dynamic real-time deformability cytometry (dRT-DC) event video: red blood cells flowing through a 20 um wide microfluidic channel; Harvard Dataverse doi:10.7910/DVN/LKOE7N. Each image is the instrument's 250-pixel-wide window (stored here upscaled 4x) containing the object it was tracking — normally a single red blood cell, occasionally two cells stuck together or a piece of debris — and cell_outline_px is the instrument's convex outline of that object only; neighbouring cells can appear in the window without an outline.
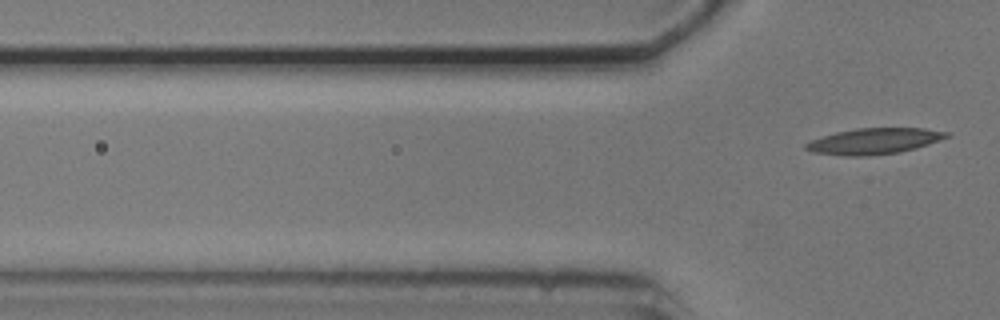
{"species": "common noctule bat (a hibernating species)", "species_latin": "Nyctalus noctula", "temperature_condition": "cold", "stored_images_in_passage": 5, "camera_frame_rate_fps": 3000, "um_per_image_px": 0.085, "animal": {"sex": "male", "body_mass_g": 20.5, "forearm_length_mm": 52.5}, "frame": {"image": 1, "passage_image": 5, "time_ms": 4.667, "image_size_px": [1000, 320], "cell_outline_px": [[952, 136], [916, 148], [900, 152], [868, 156], [844, 156], [812, 152], [804, 148], [804, 144], [812, 140], [836, 132], [856, 128], [924, 128], [948, 132]], "centroid_in_image_um": [74.31, 12.0], "position_along_channel_um": 51.5, "area_um2": 21.33}}